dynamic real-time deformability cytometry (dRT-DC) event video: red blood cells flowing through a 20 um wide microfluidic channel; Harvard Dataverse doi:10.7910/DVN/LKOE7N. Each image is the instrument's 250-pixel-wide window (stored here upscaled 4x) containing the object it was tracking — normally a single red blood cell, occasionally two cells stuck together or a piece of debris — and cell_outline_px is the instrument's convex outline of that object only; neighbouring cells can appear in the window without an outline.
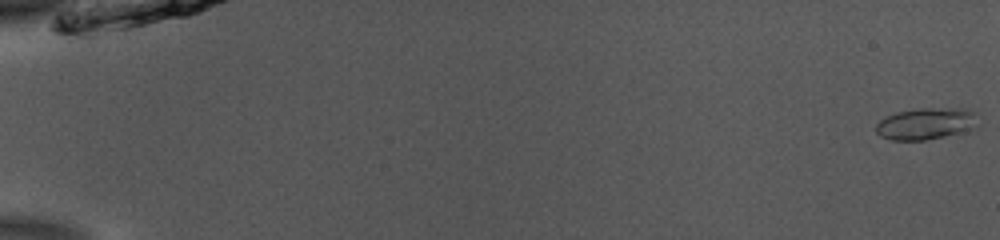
{"species": "common noctule bat (a hibernating species)", "species_latin": "Nyctalus noctula", "temperature_condition": "room temperature", "stored_images_in_passage": 53, "camera_frame_rate_fps": 3000, "um_per_image_px": 0.085, "animal": {"sex": "male", "body_mass_g": 13.0, "forearm_length_mm": 53.1}, "frame": {"image": 1, "passage_image": 1, "time_ms": 0.0, "image_size_px": [1000, 240], "cell_outline_px": [[976, 112], [972, 128], [960, 132], [944, 136], [924, 140], [892, 140], [880, 136], [876, 132], [876, 124], [880, 120], [896, 112], [920, 108], [968, 108]], "centroid_in_image_um": [78.66, 10.5], "position_along_channel_um": 6.3, "area_um2": 18.55}}
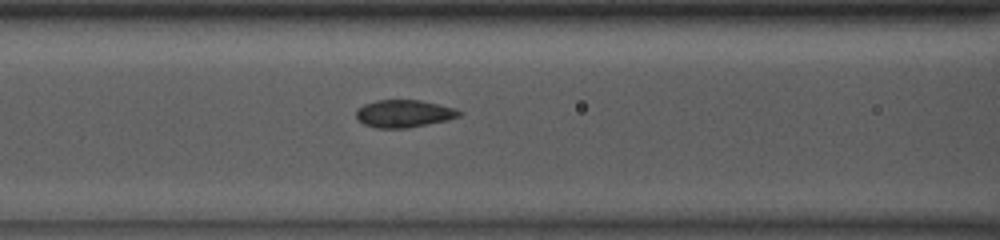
{"frame": {"image": 2, "passage_image": 24, "time_ms": 7.667, "image_size_px": [1000, 240], "cell_outline_px": [[464, 112], [460, 116], [448, 120], [408, 128], [376, 128], [364, 124], [356, 116], [356, 108], [364, 104], [376, 100], [420, 100], [456, 108]], "centroid_in_image_um": [34.35, 9.65], "position_along_channel_um": 132.2, "area_um2": 16.65}}
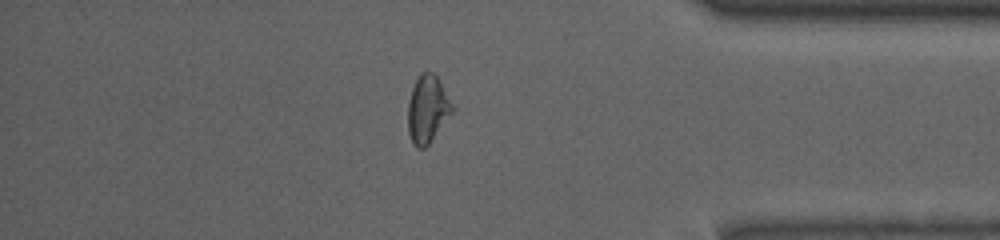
{"frame": {"image": 3, "passage_image": 46, "time_ms": 15.0, "image_size_px": [1000, 240], "cell_outline_px": [[452, 112], [428, 144], [424, 148], [416, 148], [412, 144], [408, 132], [408, 100], [412, 88], [420, 72], [432, 72], [440, 80], [452, 104]], "centroid_in_image_um": [36.3, 9.27], "position_along_channel_um": 398.9, "area_um2": 17.22}, "authors_computed_cell_mechanics": {"area_um2": 16.8198, "velocity_mm_per_s": 3.9062, "shape_relaxation_time_tau1_ms": 10.0739, "shape_relaxation_time_tau2_ms": 0.8168, "deformation_change_tau1": 0.1546, "deformation_change_tau2": 0.0331}}